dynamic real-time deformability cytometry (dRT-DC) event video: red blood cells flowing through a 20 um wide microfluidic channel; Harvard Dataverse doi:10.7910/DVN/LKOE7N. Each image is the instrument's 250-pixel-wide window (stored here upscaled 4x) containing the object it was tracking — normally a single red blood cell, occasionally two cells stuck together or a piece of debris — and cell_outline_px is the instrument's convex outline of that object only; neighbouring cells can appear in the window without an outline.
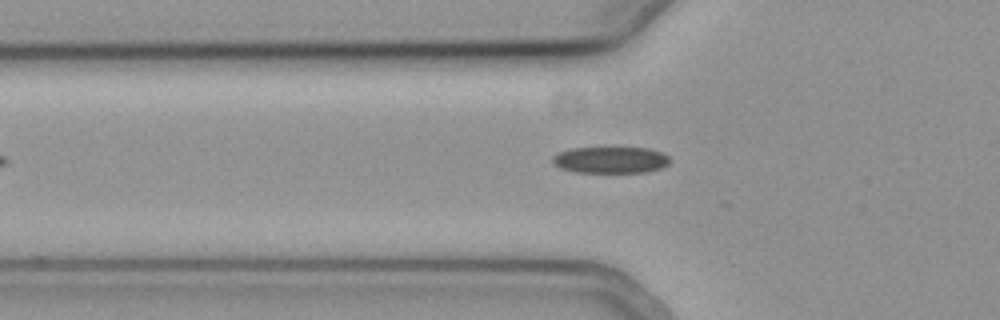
{"species": "common noctule bat (a hibernating species)", "species_latin": "Nyctalus noctula", "temperature_condition": "cold", "stored_images_in_passage": 18, "camera_frame_rate_fps": 3000, "um_per_image_px": 0.085, "animal": {"sex": "female", "body_mass_g": 19.3, "forearm_length_mm": 54.1}, "frame": {"image": 1, "passage_image": 10, "time_ms": 3.0, "image_size_px": [1000, 320], "cell_outline_px": [[668, 164], [660, 168], [648, 172], [576, 172], [560, 168], [552, 164], [552, 156], [560, 152], [572, 148], [648, 148], [660, 152], [668, 156]], "centroid_in_image_um": [51.86, 13.6], "position_along_channel_um": 73.9, "area_um2": 17.98}}
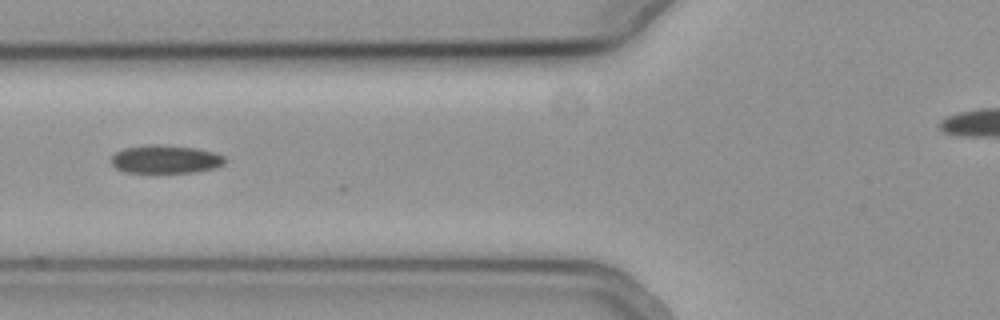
{"frame": {"image": 2, "passage_image": 13, "time_ms": 4.0, "image_size_px": [1000, 320], "cell_outline_px": [[228, 160], [224, 164], [216, 168], [196, 172], [124, 172], [116, 168], [112, 164], [112, 156], [116, 152], [124, 148], [148, 144], [156, 144], [196, 148], [212, 152], [224, 156]], "centroid_in_image_um": [14.09, 13.53], "position_along_channel_um": 111.7, "area_um2": 18.73}}
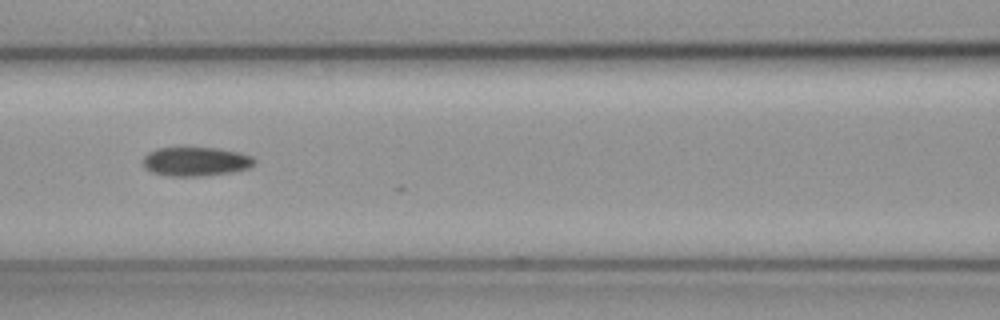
{"frame": {"image": 3, "passage_image": 16, "time_ms": 5.0, "image_size_px": [1000, 320], "cell_outline_px": [[256, 160], [248, 168], [232, 172], [200, 176], [168, 176], [152, 172], [144, 168], [144, 156], [148, 152], [156, 148], [220, 148], [240, 152], [252, 156]], "centroid_in_image_um": [16.63, 13.72], "position_along_channel_um": 150.0, "area_um2": 18.84}}